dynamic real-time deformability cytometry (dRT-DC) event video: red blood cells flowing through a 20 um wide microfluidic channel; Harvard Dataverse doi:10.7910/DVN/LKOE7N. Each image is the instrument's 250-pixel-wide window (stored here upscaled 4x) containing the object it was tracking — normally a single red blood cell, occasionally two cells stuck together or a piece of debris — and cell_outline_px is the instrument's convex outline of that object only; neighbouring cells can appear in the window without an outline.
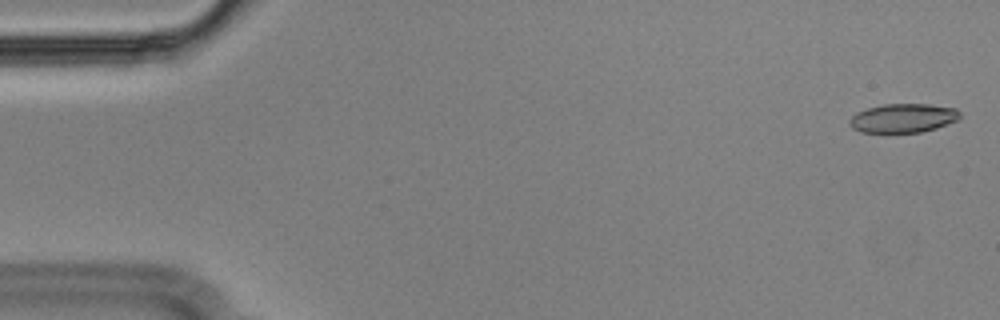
{"species": "Egyptian fruit bat (a non-hibernating species)", "species_latin": "Rousettus aegyptiacus", "temperature_condition": "cold", "stored_images_in_passage": 56, "camera_frame_rate_fps": 3000, "um_per_image_px": 0.085, "animal": {"sex": "male"}, "frame": {"image": 1, "passage_image": 2, "time_ms": 0.333, "image_size_px": [1000, 320], "cell_outline_px": [[960, 120], [936, 128], [920, 132], [860, 132], [852, 128], [848, 120], [856, 112], [868, 108], [884, 104], [928, 104], [956, 108], [960, 112]], "centroid_in_image_um": [76.78, 10.03], "position_along_channel_um": 8.2, "area_um2": 18.67}}
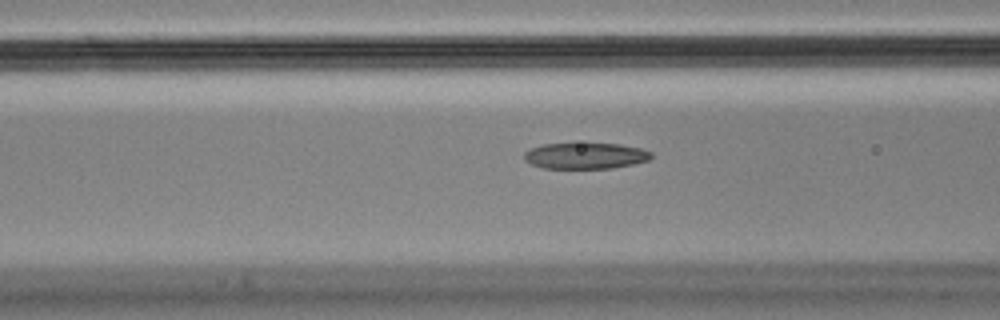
{"frame": {"image": 2, "passage_image": 22, "time_ms": 7.0, "image_size_px": [1000, 320], "cell_outline_px": [[652, 156], [648, 160], [632, 164], [612, 168], [544, 168], [532, 164], [524, 160], [524, 152], [532, 148], [544, 144], [620, 144], [640, 148], [652, 152]], "centroid_in_image_um": [49.76, 13.24], "position_along_channel_um": 116.8, "area_um2": 19.07}}
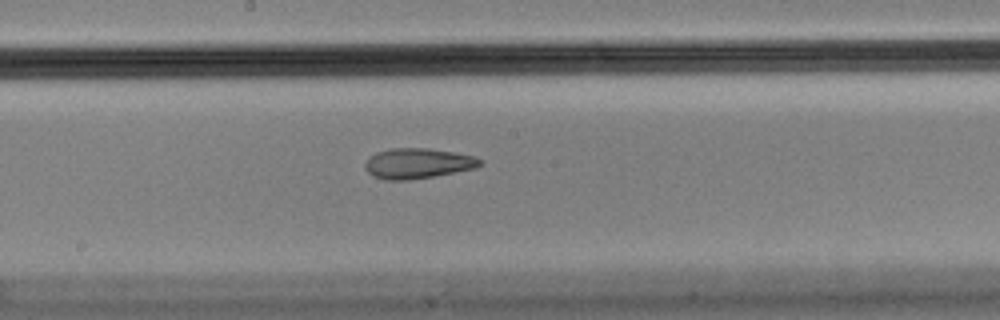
{"frame": {"image": 3, "passage_image": 30, "time_ms": 9.667, "image_size_px": [1000, 320], "cell_outline_px": [[480, 164], [476, 168], [432, 176], [408, 180], [384, 180], [372, 176], [364, 168], [364, 164], [368, 156], [376, 152], [392, 148], [428, 148], [456, 152], [476, 156], [480, 160]], "centroid_in_image_um": [35.45, 13.88], "position_along_channel_um": 212.7, "area_um2": 20.4}, "authors_computed_cell_mechanics": {"area_um2": 20.4034, "velocity_mm_per_s": 3.5824, "shape_relaxation_time_tau1_ms": null, "shape_relaxation_time_tau2_ms": 1.4373, "deformation_change_tau1": null, "deformation_change_tau2": 0.086}}